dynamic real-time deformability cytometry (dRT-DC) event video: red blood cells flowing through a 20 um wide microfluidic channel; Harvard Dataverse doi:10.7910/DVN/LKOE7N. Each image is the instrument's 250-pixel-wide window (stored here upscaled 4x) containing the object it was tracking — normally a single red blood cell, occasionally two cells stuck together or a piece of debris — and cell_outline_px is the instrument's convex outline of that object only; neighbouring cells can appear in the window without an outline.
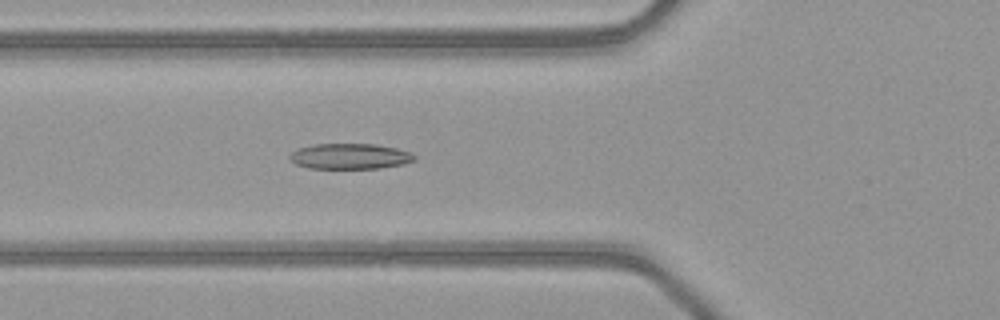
{"species": "common noctule bat (a hibernating species)", "species_latin": "Nyctalus noctula", "temperature_condition": "warm", "stored_images_in_passage": 47, "camera_frame_rate_fps": 3000, "um_per_image_px": 0.085, "animal": {"sex": "female", "body_mass_g": 21.9}, "frame": {"image": 1, "passage_image": 16, "time_ms": 5.0, "image_size_px": [1000, 320], "cell_outline_px": [[416, 160], [400, 164], [380, 168], [308, 168], [296, 164], [288, 156], [296, 148], [312, 144], [376, 144], [396, 148], [412, 152], [416, 156]], "centroid_in_image_um": [29.74, 13.27], "position_along_channel_um": 96.1, "area_um2": 18.61}}
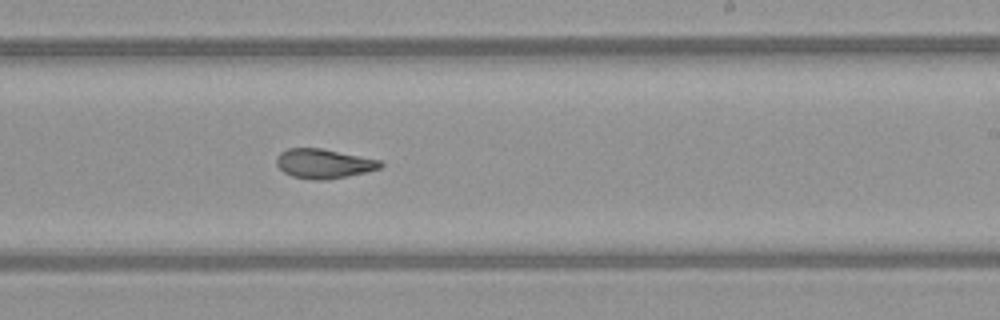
{"frame": {"image": 2, "passage_image": 28, "time_ms": 9.0, "image_size_px": [1000, 320], "cell_outline_px": [[384, 164], [380, 168], [348, 176], [328, 180], [312, 180], [292, 176], [284, 172], [276, 164], [276, 156], [280, 152], [288, 148], [324, 148], [380, 160]], "centroid_in_image_um": [27.5, 13.9], "position_along_channel_um": 261.5, "area_um2": 17.98}}
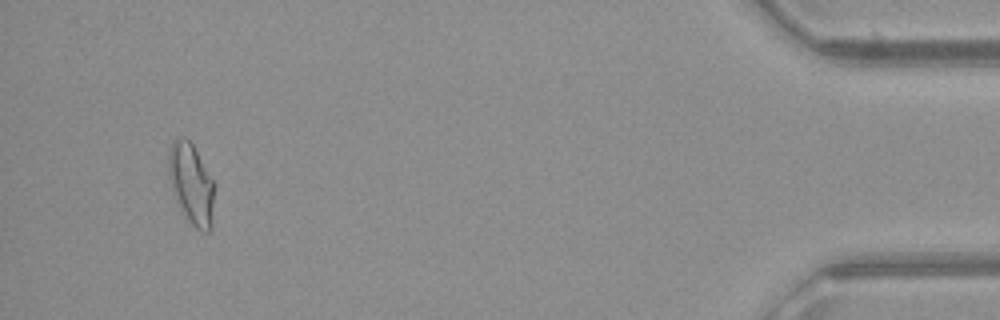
{"frame": {"image": 3, "passage_image": 45, "time_ms": 14.667, "image_size_px": [1000, 320], "cell_outline_px": [[212, 228], [208, 232], [200, 232], [184, 216], [176, 200], [168, 176], [168, 152], [172, 140], [188, 140], [192, 144], [212, 180]], "centroid_in_image_um": [16.22, 15.68], "position_along_channel_um": 419.0, "area_um2": 20.92}, "authors_computed_cell_mechanics": {"area_um2": 18.9584, "velocity_mm_per_s": 4.1138, "shape_relaxation_time_tau1_ms": null, "shape_relaxation_time_tau2_ms": 1.8452, "deformation_change_tau1": null, "deformation_change_tau2": 0.0907}}